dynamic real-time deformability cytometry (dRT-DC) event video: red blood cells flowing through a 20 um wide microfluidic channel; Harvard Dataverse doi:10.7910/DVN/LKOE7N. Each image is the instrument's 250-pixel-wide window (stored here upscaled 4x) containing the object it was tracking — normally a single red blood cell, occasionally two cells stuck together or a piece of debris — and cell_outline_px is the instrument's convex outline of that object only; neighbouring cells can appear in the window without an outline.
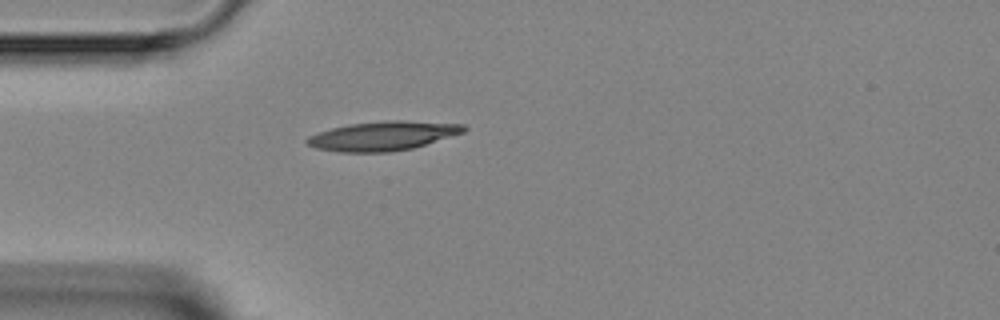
{"species": "Egyptian fruit bat (a non-hibernating species)", "species_latin": "Rousettus aegyptiacus", "temperature_condition": "room temperature", "stored_images_in_passage": 5, "camera_frame_rate_fps": 3000, "um_per_image_px": 0.085, "animal": {"sex": "female"}, "frame": {"image": 1, "passage_image": 5, "time_ms": 6.0, "image_size_px": [1000, 320], "cell_outline_px": [[468, 128], [464, 132], [412, 148], [388, 152], [340, 152], [316, 148], [308, 144], [304, 140], [308, 136], [332, 128], [348, 124], [384, 120], [404, 120], [464, 124]], "centroid_in_image_um": [32.54, 11.54], "position_along_channel_um": 52.5, "area_um2": 26.59}}